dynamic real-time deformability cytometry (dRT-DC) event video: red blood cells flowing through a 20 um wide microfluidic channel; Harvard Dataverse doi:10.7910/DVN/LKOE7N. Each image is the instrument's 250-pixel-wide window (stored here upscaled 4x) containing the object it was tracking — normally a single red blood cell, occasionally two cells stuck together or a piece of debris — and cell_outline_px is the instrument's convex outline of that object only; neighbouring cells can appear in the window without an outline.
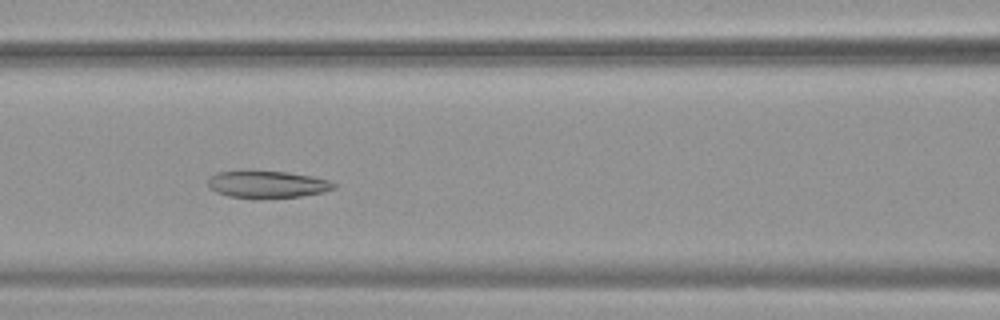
{"species": "common noctule bat (a hibernating species)", "species_latin": "Nyctalus noctula", "temperature_condition": "warm", "stored_images_in_passage": 51, "camera_frame_rate_fps": 3000, "um_per_image_px": 0.085, "animal": {"sex": "female", "body_mass_g": 19.9}, "frame": {"image": 1, "passage_image": 21, "time_ms": 6.667, "image_size_px": [1000, 320], "cell_outline_px": [[340, 184], [336, 188], [324, 192], [300, 196], [260, 200], [228, 196], [216, 192], [208, 188], [208, 176], [216, 172], [288, 172], [312, 176], [328, 180]], "centroid_in_image_um": [22.74, 15.71], "position_along_channel_um": 143.9, "area_um2": 20.23}}
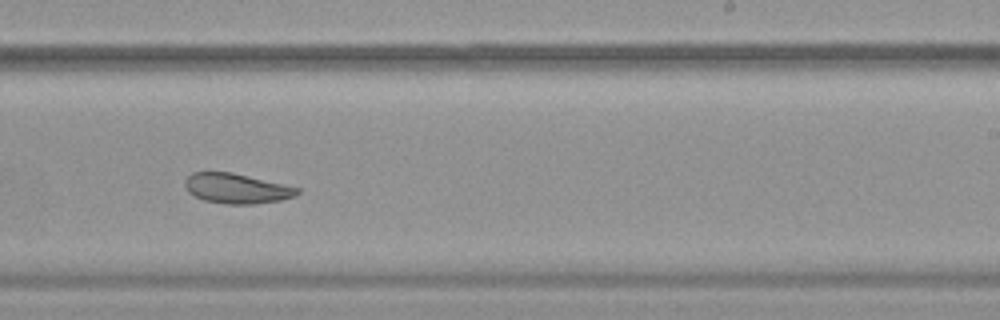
{"frame": {"image": 2, "passage_image": 31, "time_ms": 10.0, "image_size_px": [1000, 320], "cell_outline_px": [[300, 192], [296, 196], [280, 200], [256, 204], [228, 204], [204, 200], [188, 192], [184, 184], [184, 180], [192, 172], [232, 172], [284, 184], [300, 188]], "centroid_in_image_um": [20.12, 16.01], "position_along_channel_um": 268.9, "area_um2": 19.65}}
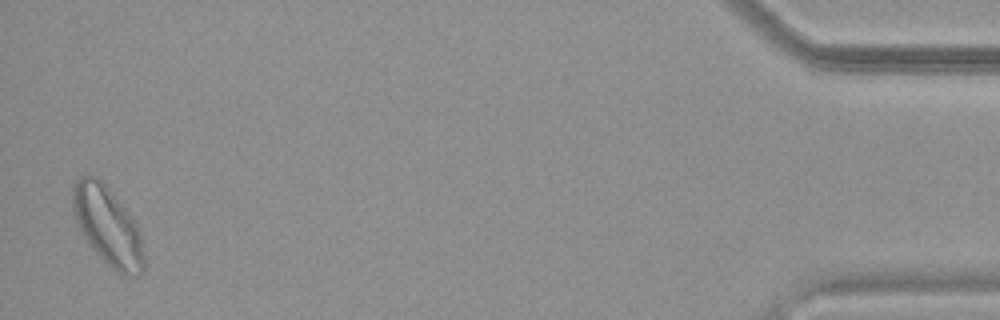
{"frame": {"image": 3, "passage_image": 50, "time_ms": 16.333, "image_size_px": [1000, 320], "cell_outline_px": [[144, 268], [136, 276], [124, 276], [112, 268], [88, 244], [76, 220], [72, 208], [72, 184], [80, 176], [96, 176], [108, 188], [128, 212], [140, 228], [144, 256]], "centroid_in_image_um": [9.16, 19.21], "position_along_channel_um": 426.0, "area_um2": 32.43}, "authors_computed_cell_mechanics": {"area_um2": 24.9118, "velocity_mm_per_s": 3.7637, "shape_relaxation_time_tau1_ms": null, "shape_relaxation_time_tau2_ms": 4.0056, "deformation_change_tau1": null, "deformation_change_tau2": 0.086}}